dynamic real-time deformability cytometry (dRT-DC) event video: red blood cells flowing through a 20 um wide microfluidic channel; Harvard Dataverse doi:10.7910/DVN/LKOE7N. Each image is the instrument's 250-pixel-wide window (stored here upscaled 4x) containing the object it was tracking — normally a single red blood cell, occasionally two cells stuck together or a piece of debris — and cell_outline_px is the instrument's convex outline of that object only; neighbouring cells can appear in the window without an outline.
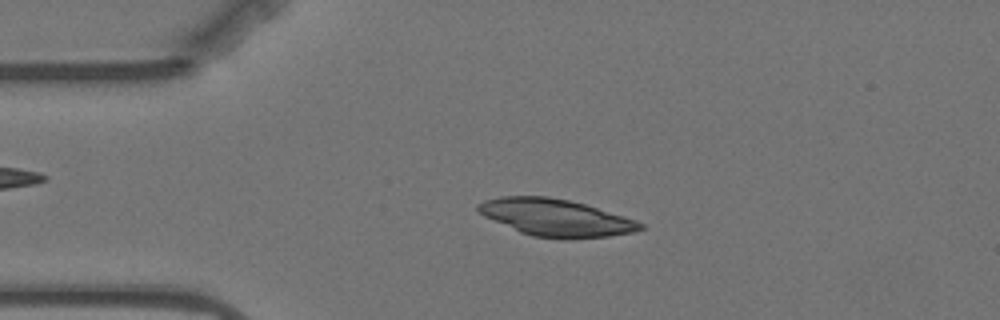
{"species": "Egyptian fruit bat (a non-hibernating species)", "species_latin": "Rousettus aegyptiacus", "temperature_condition": "warm", "stored_images_in_passage": 55, "camera_frame_rate_fps": 3000, "um_per_image_px": 0.085, "animal": {"sex": "female"}, "frame": {"image": 1, "passage_image": 11, "time_ms": 3.333, "image_size_px": [1000, 320], "cell_outline_px": [[644, 228], [636, 232], [608, 236], [572, 240], [560, 240], [532, 236], [520, 232], [484, 216], [476, 208], [476, 204], [484, 200], [500, 196], [548, 196], [568, 200], [584, 204], [624, 216], [636, 220], [644, 224]], "centroid_in_image_um": [47.25, 18.52], "position_along_channel_um": 37.7, "area_um2": 35.37}}